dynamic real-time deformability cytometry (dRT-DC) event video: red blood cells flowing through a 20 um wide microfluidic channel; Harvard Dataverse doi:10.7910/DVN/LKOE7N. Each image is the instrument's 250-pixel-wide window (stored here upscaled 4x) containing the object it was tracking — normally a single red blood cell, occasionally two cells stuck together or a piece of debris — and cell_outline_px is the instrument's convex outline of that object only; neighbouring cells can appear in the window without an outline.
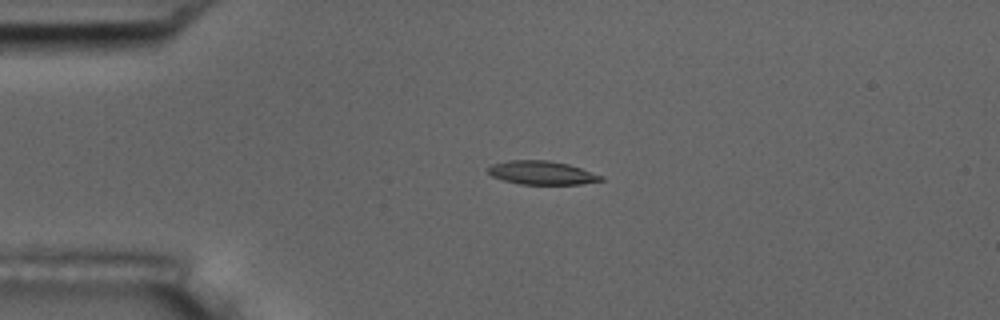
{"species": "common noctule bat (a hibernating species)", "species_latin": "Nyctalus noctula", "temperature_condition": "room temperature", "stored_images_in_passage": 5, "camera_frame_rate_fps": 3000, "um_per_image_px": 0.085, "animal": {"sex": "male", "body_mass_g": 17.5, "forearm_length_mm": 52.3}, "frame": {"image": 1, "passage_image": 3, "time_ms": 3.0, "image_size_px": [1000, 320], "cell_outline_px": [[604, 180], [580, 184], [520, 184], [504, 180], [492, 176], [488, 172], [488, 168], [492, 164], [508, 160], [548, 160], [568, 164], [604, 176]], "centroid_in_image_um": [46.06, 14.68], "position_along_channel_um": 38.9, "area_um2": 15.43}}